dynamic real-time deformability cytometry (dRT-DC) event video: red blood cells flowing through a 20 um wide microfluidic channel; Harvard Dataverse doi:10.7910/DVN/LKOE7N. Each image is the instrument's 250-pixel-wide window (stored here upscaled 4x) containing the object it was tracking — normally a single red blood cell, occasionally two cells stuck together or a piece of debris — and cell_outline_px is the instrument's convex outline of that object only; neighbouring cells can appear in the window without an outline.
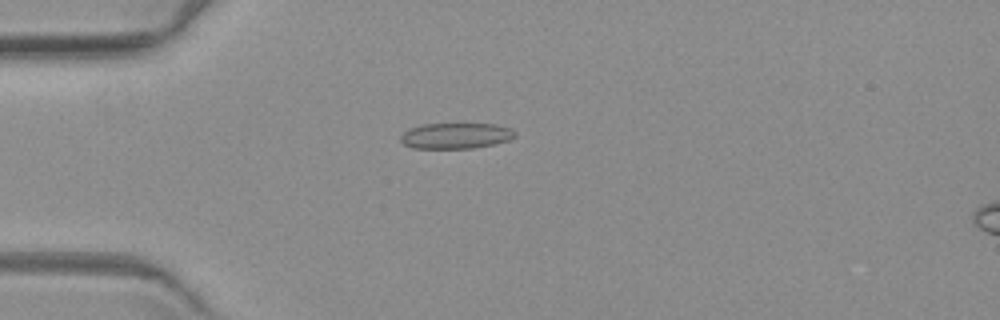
{"species": "common noctule bat (a hibernating species)", "species_latin": "Nyctalus noctula", "temperature_condition": "warm", "stored_images_in_passage": 5, "camera_frame_rate_fps": 3000, "um_per_image_px": 0.085, "animal": {"sex": "female", "body_mass_g": 19.3, "forearm_length_mm": 54.1}, "frame": {"image": 1, "passage_image": 5, "time_ms": 4.667, "image_size_px": [1000, 320], "cell_outline_px": [[516, 136], [508, 140], [492, 144], [472, 148], [412, 148], [404, 144], [400, 140], [400, 136], [408, 128], [424, 124], [496, 124], [508, 128], [516, 132]], "centroid_in_image_um": [38.71, 11.53], "position_along_channel_um": 46.3, "area_um2": 17.05}}